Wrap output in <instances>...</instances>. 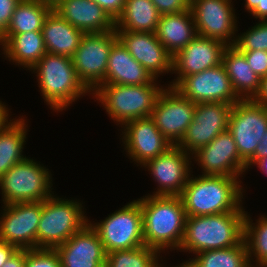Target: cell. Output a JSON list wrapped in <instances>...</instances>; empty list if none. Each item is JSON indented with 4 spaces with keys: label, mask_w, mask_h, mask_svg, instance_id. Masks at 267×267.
Instances as JSON below:
<instances>
[{
    "label": "cell",
    "mask_w": 267,
    "mask_h": 267,
    "mask_svg": "<svg viewBox=\"0 0 267 267\" xmlns=\"http://www.w3.org/2000/svg\"><path fill=\"white\" fill-rule=\"evenodd\" d=\"M143 215V240L146 246L161 251L180 249L186 211L180 196L148 195L137 199Z\"/></svg>",
    "instance_id": "1"
},
{
    "label": "cell",
    "mask_w": 267,
    "mask_h": 267,
    "mask_svg": "<svg viewBox=\"0 0 267 267\" xmlns=\"http://www.w3.org/2000/svg\"><path fill=\"white\" fill-rule=\"evenodd\" d=\"M241 182L239 177L214 175L189 177L180 195L187 217L245 212L241 204L243 198Z\"/></svg>",
    "instance_id": "2"
},
{
    "label": "cell",
    "mask_w": 267,
    "mask_h": 267,
    "mask_svg": "<svg viewBox=\"0 0 267 267\" xmlns=\"http://www.w3.org/2000/svg\"><path fill=\"white\" fill-rule=\"evenodd\" d=\"M245 214L226 212L187 217L179 250L197 254L238 245L244 239Z\"/></svg>",
    "instance_id": "3"
},
{
    "label": "cell",
    "mask_w": 267,
    "mask_h": 267,
    "mask_svg": "<svg viewBox=\"0 0 267 267\" xmlns=\"http://www.w3.org/2000/svg\"><path fill=\"white\" fill-rule=\"evenodd\" d=\"M46 104L63 111L90 91L79 80L72 57L46 53L32 68Z\"/></svg>",
    "instance_id": "4"
},
{
    "label": "cell",
    "mask_w": 267,
    "mask_h": 267,
    "mask_svg": "<svg viewBox=\"0 0 267 267\" xmlns=\"http://www.w3.org/2000/svg\"><path fill=\"white\" fill-rule=\"evenodd\" d=\"M157 79L143 85L101 84L93 93L114 122L124 125L138 118L151 116L161 87Z\"/></svg>",
    "instance_id": "5"
},
{
    "label": "cell",
    "mask_w": 267,
    "mask_h": 267,
    "mask_svg": "<svg viewBox=\"0 0 267 267\" xmlns=\"http://www.w3.org/2000/svg\"><path fill=\"white\" fill-rule=\"evenodd\" d=\"M81 202L52 195L42 202L37 248L55 249L89 222Z\"/></svg>",
    "instance_id": "6"
},
{
    "label": "cell",
    "mask_w": 267,
    "mask_h": 267,
    "mask_svg": "<svg viewBox=\"0 0 267 267\" xmlns=\"http://www.w3.org/2000/svg\"><path fill=\"white\" fill-rule=\"evenodd\" d=\"M51 177L48 169L34 159L16 163L0 177L3 204L45 201L54 194Z\"/></svg>",
    "instance_id": "7"
},
{
    "label": "cell",
    "mask_w": 267,
    "mask_h": 267,
    "mask_svg": "<svg viewBox=\"0 0 267 267\" xmlns=\"http://www.w3.org/2000/svg\"><path fill=\"white\" fill-rule=\"evenodd\" d=\"M98 233L107 252L129 250L145 245L143 240V215L138 200L110 214L103 221L89 223Z\"/></svg>",
    "instance_id": "8"
},
{
    "label": "cell",
    "mask_w": 267,
    "mask_h": 267,
    "mask_svg": "<svg viewBox=\"0 0 267 267\" xmlns=\"http://www.w3.org/2000/svg\"><path fill=\"white\" fill-rule=\"evenodd\" d=\"M117 40L116 29L85 33L72 56L77 76L90 94L101 84H105L109 53Z\"/></svg>",
    "instance_id": "9"
},
{
    "label": "cell",
    "mask_w": 267,
    "mask_h": 267,
    "mask_svg": "<svg viewBox=\"0 0 267 267\" xmlns=\"http://www.w3.org/2000/svg\"><path fill=\"white\" fill-rule=\"evenodd\" d=\"M228 130L233 135L240 157L246 162L267 130V107L252 99L238 101L232 106Z\"/></svg>",
    "instance_id": "10"
},
{
    "label": "cell",
    "mask_w": 267,
    "mask_h": 267,
    "mask_svg": "<svg viewBox=\"0 0 267 267\" xmlns=\"http://www.w3.org/2000/svg\"><path fill=\"white\" fill-rule=\"evenodd\" d=\"M231 2L232 0H190L197 35L221 41L226 46H234L238 25Z\"/></svg>",
    "instance_id": "11"
},
{
    "label": "cell",
    "mask_w": 267,
    "mask_h": 267,
    "mask_svg": "<svg viewBox=\"0 0 267 267\" xmlns=\"http://www.w3.org/2000/svg\"><path fill=\"white\" fill-rule=\"evenodd\" d=\"M194 110V102L174 87L166 86L158 95L150 117L163 136L177 145L192 122Z\"/></svg>",
    "instance_id": "12"
},
{
    "label": "cell",
    "mask_w": 267,
    "mask_h": 267,
    "mask_svg": "<svg viewBox=\"0 0 267 267\" xmlns=\"http://www.w3.org/2000/svg\"><path fill=\"white\" fill-rule=\"evenodd\" d=\"M232 106L226 102L195 104L192 122L177 146L192 155L199 148L209 144L228 129Z\"/></svg>",
    "instance_id": "13"
},
{
    "label": "cell",
    "mask_w": 267,
    "mask_h": 267,
    "mask_svg": "<svg viewBox=\"0 0 267 267\" xmlns=\"http://www.w3.org/2000/svg\"><path fill=\"white\" fill-rule=\"evenodd\" d=\"M0 217V241L18 249L37 248V229L42 201L17 202L3 206Z\"/></svg>",
    "instance_id": "14"
},
{
    "label": "cell",
    "mask_w": 267,
    "mask_h": 267,
    "mask_svg": "<svg viewBox=\"0 0 267 267\" xmlns=\"http://www.w3.org/2000/svg\"><path fill=\"white\" fill-rule=\"evenodd\" d=\"M174 88L195 104L226 102L233 105L241 100L233 90L230 78L222 64L188 75Z\"/></svg>",
    "instance_id": "15"
},
{
    "label": "cell",
    "mask_w": 267,
    "mask_h": 267,
    "mask_svg": "<svg viewBox=\"0 0 267 267\" xmlns=\"http://www.w3.org/2000/svg\"><path fill=\"white\" fill-rule=\"evenodd\" d=\"M192 157L204 171L202 175L241 177L247 170L246 162L240 157L233 135L228 129L195 151Z\"/></svg>",
    "instance_id": "16"
},
{
    "label": "cell",
    "mask_w": 267,
    "mask_h": 267,
    "mask_svg": "<svg viewBox=\"0 0 267 267\" xmlns=\"http://www.w3.org/2000/svg\"><path fill=\"white\" fill-rule=\"evenodd\" d=\"M191 154L177 145L147 161L144 165L157 182L153 195L180 196L190 177ZM190 160V161H189ZM191 162V163H189Z\"/></svg>",
    "instance_id": "17"
},
{
    "label": "cell",
    "mask_w": 267,
    "mask_h": 267,
    "mask_svg": "<svg viewBox=\"0 0 267 267\" xmlns=\"http://www.w3.org/2000/svg\"><path fill=\"white\" fill-rule=\"evenodd\" d=\"M121 127L124 129L122 131L124 149L139 165H144L173 146L156 127L150 116L130 120Z\"/></svg>",
    "instance_id": "18"
},
{
    "label": "cell",
    "mask_w": 267,
    "mask_h": 267,
    "mask_svg": "<svg viewBox=\"0 0 267 267\" xmlns=\"http://www.w3.org/2000/svg\"><path fill=\"white\" fill-rule=\"evenodd\" d=\"M227 46L218 40L195 36L184 48L173 56L172 74H178L169 86L175 87L184 77L200 73L222 63Z\"/></svg>",
    "instance_id": "19"
},
{
    "label": "cell",
    "mask_w": 267,
    "mask_h": 267,
    "mask_svg": "<svg viewBox=\"0 0 267 267\" xmlns=\"http://www.w3.org/2000/svg\"><path fill=\"white\" fill-rule=\"evenodd\" d=\"M118 40L131 56L155 79L173 71V56L157 39L156 33L116 30Z\"/></svg>",
    "instance_id": "20"
},
{
    "label": "cell",
    "mask_w": 267,
    "mask_h": 267,
    "mask_svg": "<svg viewBox=\"0 0 267 267\" xmlns=\"http://www.w3.org/2000/svg\"><path fill=\"white\" fill-rule=\"evenodd\" d=\"M55 249L61 267H106L107 252L89 223Z\"/></svg>",
    "instance_id": "21"
},
{
    "label": "cell",
    "mask_w": 267,
    "mask_h": 267,
    "mask_svg": "<svg viewBox=\"0 0 267 267\" xmlns=\"http://www.w3.org/2000/svg\"><path fill=\"white\" fill-rule=\"evenodd\" d=\"M53 10L84 33L115 30V21L93 0H61Z\"/></svg>",
    "instance_id": "22"
},
{
    "label": "cell",
    "mask_w": 267,
    "mask_h": 267,
    "mask_svg": "<svg viewBox=\"0 0 267 267\" xmlns=\"http://www.w3.org/2000/svg\"><path fill=\"white\" fill-rule=\"evenodd\" d=\"M154 77L117 40L109 53L105 83L119 85L149 84Z\"/></svg>",
    "instance_id": "23"
},
{
    "label": "cell",
    "mask_w": 267,
    "mask_h": 267,
    "mask_svg": "<svg viewBox=\"0 0 267 267\" xmlns=\"http://www.w3.org/2000/svg\"><path fill=\"white\" fill-rule=\"evenodd\" d=\"M155 33L159 42L174 56L197 36L191 9L161 15Z\"/></svg>",
    "instance_id": "24"
},
{
    "label": "cell",
    "mask_w": 267,
    "mask_h": 267,
    "mask_svg": "<svg viewBox=\"0 0 267 267\" xmlns=\"http://www.w3.org/2000/svg\"><path fill=\"white\" fill-rule=\"evenodd\" d=\"M43 41L47 53L72 57L85 34L52 10L42 27Z\"/></svg>",
    "instance_id": "25"
},
{
    "label": "cell",
    "mask_w": 267,
    "mask_h": 267,
    "mask_svg": "<svg viewBox=\"0 0 267 267\" xmlns=\"http://www.w3.org/2000/svg\"><path fill=\"white\" fill-rule=\"evenodd\" d=\"M221 64L236 95L241 100L253 99L260 89L261 78L251 69L245 55L235 46H227Z\"/></svg>",
    "instance_id": "26"
},
{
    "label": "cell",
    "mask_w": 267,
    "mask_h": 267,
    "mask_svg": "<svg viewBox=\"0 0 267 267\" xmlns=\"http://www.w3.org/2000/svg\"><path fill=\"white\" fill-rule=\"evenodd\" d=\"M3 54L9 61L30 70L47 52L42 32L4 34L0 38Z\"/></svg>",
    "instance_id": "27"
},
{
    "label": "cell",
    "mask_w": 267,
    "mask_h": 267,
    "mask_svg": "<svg viewBox=\"0 0 267 267\" xmlns=\"http://www.w3.org/2000/svg\"><path fill=\"white\" fill-rule=\"evenodd\" d=\"M160 16L151 0H125L123 11L115 21V29L155 33Z\"/></svg>",
    "instance_id": "28"
},
{
    "label": "cell",
    "mask_w": 267,
    "mask_h": 267,
    "mask_svg": "<svg viewBox=\"0 0 267 267\" xmlns=\"http://www.w3.org/2000/svg\"><path fill=\"white\" fill-rule=\"evenodd\" d=\"M9 123L0 130V177L13 165L26 159L22 155L26 142L27 128L24 118L9 119Z\"/></svg>",
    "instance_id": "29"
},
{
    "label": "cell",
    "mask_w": 267,
    "mask_h": 267,
    "mask_svg": "<svg viewBox=\"0 0 267 267\" xmlns=\"http://www.w3.org/2000/svg\"><path fill=\"white\" fill-rule=\"evenodd\" d=\"M52 10L53 7L39 0H21L12 14L5 34L41 32L44 21Z\"/></svg>",
    "instance_id": "30"
},
{
    "label": "cell",
    "mask_w": 267,
    "mask_h": 267,
    "mask_svg": "<svg viewBox=\"0 0 267 267\" xmlns=\"http://www.w3.org/2000/svg\"><path fill=\"white\" fill-rule=\"evenodd\" d=\"M195 255L192 258L194 267H251L244 239L236 246L202 251Z\"/></svg>",
    "instance_id": "31"
},
{
    "label": "cell",
    "mask_w": 267,
    "mask_h": 267,
    "mask_svg": "<svg viewBox=\"0 0 267 267\" xmlns=\"http://www.w3.org/2000/svg\"><path fill=\"white\" fill-rule=\"evenodd\" d=\"M256 221V223H252L253 220L246 211L244 218V240L247 244L248 259L251 267H260L267 260V216L262 215ZM252 255L254 259L256 258L255 260Z\"/></svg>",
    "instance_id": "32"
},
{
    "label": "cell",
    "mask_w": 267,
    "mask_h": 267,
    "mask_svg": "<svg viewBox=\"0 0 267 267\" xmlns=\"http://www.w3.org/2000/svg\"><path fill=\"white\" fill-rule=\"evenodd\" d=\"M160 254L146 245L107 254L106 267H155Z\"/></svg>",
    "instance_id": "33"
},
{
    "label": "cell",
    "mask_w": 267,
    "mask_h": 267,
    "mask_svg": "<svg viewBox=\"0 0 267 267\" xmlns=\"http://www.w3.org/2000/svg\"><path fill=\"white\" fill-rule=\"evenodd\" d=\"M236 37L234 46L239 51H267V20L259 21L251 29Z\"/></svg>",
    "instance_id": "34"
},
{
    "label": "cell",
    "mask_w": 267,
    "mask_h": 267,
    "mask_svg": "<svg viewBox=\"0 0 267 267\" xmlns=\"http://www.w3.org/2000/svg\"><path fill=\"white\" fill-rule=\"evenodd\" d=\"M25 267H61L60 257L56 249H27Z\"/></svg>",
    "instance_id": "35"
},
{
    "label": "cell",
    "mask_w": 267,
    "mask_h": 267,
    "mask_svg": "<svg viewBox=\"0 0 267 267\" xmlns=\"http://www.w3.org/2000/svg\"><path fill=\"white\" fill-rule=\"evenodd\" d=\"M240 52L245 55L249 66L260 78L267 75V51L253 50Z\"/></svg>",
    "instance_id": "36"
},
{
    "label": "cell",
    "mask_w": 267,
    "mask_h": 267,
    "mask_svg": "<svg viewBox=\"0 0 267 267\" xmlns=\"http://www.w3.org/2000/svg\"><path fill=\"white\" fill-rule=\"evenodd\" d=\"M158 12L163 14L180 13L190 9V0H151Z\"/></svg>",
    "instance_id": "37"
},
{
    "label": "cell",
    "mask_w": 267,
    "mask_h": 267,
    "mask_svg": "<svg viewBox=\"0 0 267 267\" xmlns=\"http://www.w3.org/2000/svg\"><path fill=\"white\" fill-rule=\"evenodd\" d=\"M21 0H0V38L6 33L12 14Z\"/></svg>",
    "instance_id": "38"
},
{
    "label": "cell",
    "mask_w": 267,
    "mask_h": 267,
    "mask_svg": "<svg viewBox=\"0 0 267 267\" xmlns=\"http://www.w3.org/2000/svg\"><path fill=\"white\" fill-rule=\"evenodd\" d=\"M102 9H104L108 15L116 21L121 15L125 0H93Z\"/></svg>",
    "instance_id": "39"
},
{
    "label": "cell",
    "mask_w": 267,
    "mask_h": 267,
    "mask_svg": "<svg viewBox=\"0 0 267 267\" xmlns=\"http://www.w3.org/2000/svg\"><path fill=\"white\" fill-rule=\"evenodd\" d=\"M265 156H267V130L260 143L256 146L254 154L246 161L247 169H250L257 160Z\"/></svg>",
    "instance_id": "40"
},
{
    "label": "cell",
    "mask_w": 267,
    "mask_h": 267,
    "mask_svg": "<svg viewBox=\"0 0 267 267\" xmlns=\"http://www.w3.org/2000/svg\"><path fill=\"white\" fill-rule=\"evenodd\" d=\"M26 250L18 249L12 256L7 260L3 267H25Z\"/></svg>",
    "instance_id": "41"
},
{
    "label": "cell",
    "mask_w": 267,
    "mask_h": 267,
    "mask_svg": "<svg viewBox=\"0 0 267 267\" xmlns=\"http://www.w3.org/2000/svg\"><path fill=\"white\" fill-rule=\"evenodd\" d=\"M17 250L18 248L15 247L14 245L0 241V267H3V265L7 262V260L11 258V256Z\"/></svg>",
    "instance_id": "42"
},
{
    "label": "cell",
    "mask_w": 267,
    "mask_h": 267,
    "mask_svg": "<svg viewBox=\"0 0 267 267\" xmlns=\"http://www.w3.org/2000/svg\"><path fill=\"white\" fill-rule=\"evenodd\" d=\"M252 100L267 107V75L261 78L260 89Z\"/></svg>",
    "instance_id": "43"
},
{
    "label": "cell",
    "mask_w": 267,
    "mask_h": 267,
    "mask_svg": "<svg viewBox=\"0 0 267 267\" xmlns=\"http://www.w3.org/2000/svg\"><path fill=\"white\" fill-rule=\"evenodd\" d=\"M259 21L267 20V0H260V4L250 13Z\"/></svg>",
    "instance_id": "44"
},
{
    "label": "cell",
    "mask_w": 267,
    "mask_h": 267,
    "mask_svg": "<svg viewBox=\"0 0 267 267\" xmlns=\"http://www.w3.org/2000/svg\"><path fill=\"white\" fill-rule=\"evenodd\" d=\"M9 119V110L8 107L2 101H0V130H2L8 123Z\"/></svg>",
    "instance_id": "45"
},
{
    "label": "cell",
    "mask_w": 267,
    "mask_h": 267,
    "mask_svg": "<svg viewBox=\"0 0 267 267\" xmlns=\"http://www.w3.org/2000/svg\"><path fill=\"white\" fill-rule=\"evenodd\" d=\"M253 165H258L257 167L260 169V171L262 170V173L267 175V156L260 158Z\"/></svg>",
    "instance_id": "46"
},
{
    "label": "cell",
    "mask_w": 267,
    "mask_h": 267,
    "mask_svg": "<svg viewBox=\"0 0 267 267\" xmlns=\"http://www.w3.org/2000/svg\"><path fill=\"white\" fill-rule=\"evenodd\" d=\"M245 9L251 13L259 4L260 0H245Z\"/></svg>",
    "instance_id": "47"
},
{
    "label": "cell",
    "mask_w": 267,
    "mask_h": 267,
    "mask_svg": "<svg viewBox=\"0 0 267 267\" xmlns=\"http://www.w3.org/2000/svg\"><path fill=\"white\" fill-rule=\"evenodd\" d=\"M158 262H159V260L157 259L155 267H162L163 265L161 263H158ZM174 267H194V265H193V262L190 258L188 261L182 263L181 265H178V266L176 265Z\"/></svg>",
    "instance_id": "48"
},
{
    "label": "cell",
    "mask_w": 267,
    "mask_h": 267,
    "mask_svg": "<svg viewBox=\"0 0 267 267\" xmlns=\"http://www.w3.org/2000/svg\"><path fill=\"white\" fill-rule=\"evenodd\" d=\"M39 1L50 5L51 7H55L61 0H39Z\"/></svg>",
    "instance_id": "49"
},
{
    "label": "cell",
    "mask_w": 267,
    "mask_h": 267,
    "mask_svg": "<svg viewBox=\"0 0 267 267\" xmlns=\"http://www.w3.org/2000/svg\"><path fill=\"white\" fill-rule=\"evenodd\" d=\"M260 267H267V260Z\"/></svg>",
    "instance_id": "50"
}]
</instances>
